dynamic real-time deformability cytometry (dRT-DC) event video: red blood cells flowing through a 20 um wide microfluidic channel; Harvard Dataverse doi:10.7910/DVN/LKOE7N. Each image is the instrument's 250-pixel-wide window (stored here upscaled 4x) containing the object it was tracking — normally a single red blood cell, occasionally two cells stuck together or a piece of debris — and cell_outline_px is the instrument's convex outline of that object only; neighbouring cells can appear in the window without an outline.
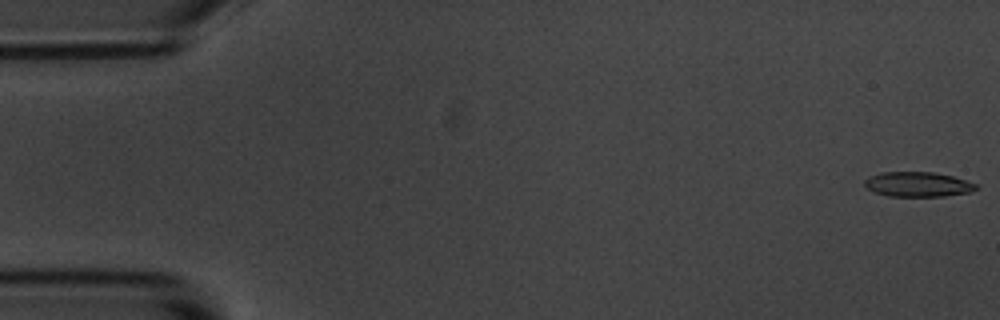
{"species": "common noctule bat (a hibernating species)", "species_latin": "Nyctalus noctula", "temperature_condition": "room temperature", "stored_images_in_passage": 7, "camera_frame_rate_fps": 3000, "um_per_image_px": 0.085, "animal": {"sex": "male", "body_mass_g": 20.1, "forearm_length_mm": 53.5}, "frame": {"image": 1, "passage_image": 1, "time_ms": 0.0, "image_size_px": [1000, 320], "cell_outline_px": [[980, 188], [972, 192], [944, 196], [888, 196], [876, 192], [868, 188], [864, 184], [864, 180], [868, 176], [880, 172], [932, 172], [952, 176], [980, 184]], "centroid_in_image_um": [78.07, 15.66], "position_along_channel_um": 6.9, "area_um2": 16.3}}
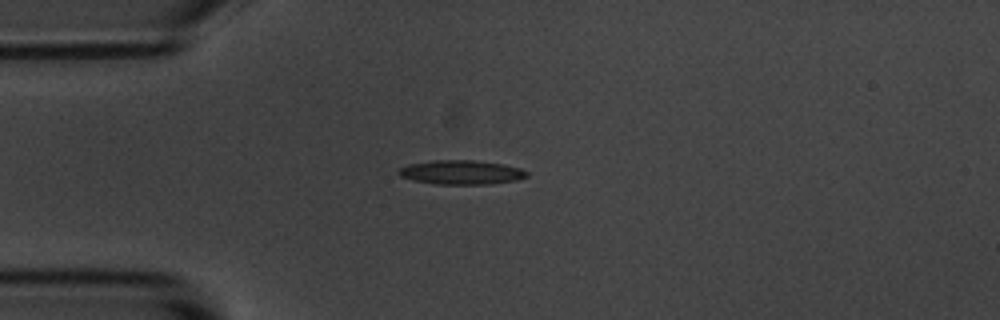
{"frame": {"image": 2, "passage_image": 4, "time_ms": 4.333, "image_size_px": [1000, 320], "cell_outline_px": [[528, 176], [516, 180], [488, 184], [436, 184], [412, 180], [400, 176], [396, 172], [400, 168], [408, 164], [432, 160], [472, 160], [504, 164], [520, 168], [528, 172]], "centroid_in_image_um": [39.19, 14.64], "position_along_channel_um": 45.8, "area_um2": 18.09}}
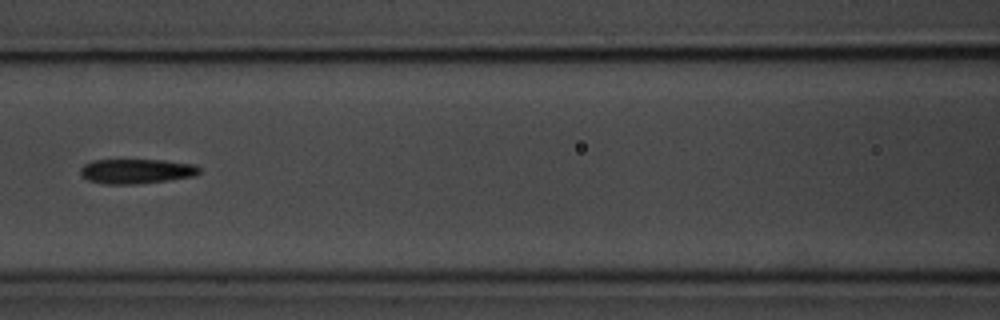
{"frame": {"image": 3, "passage_image": 7, "time_ms": 7.667, "image_size_px": [1000, 320], "cell_outline_px": [[200, 172], [196, 176], [168, 180], [132, 184], [104, 184], [88, 180], [80, 172], [80, 168], [84, 164], [92, 160], [164, 160], [196, 164], [200, 168]], "centroid_in_image_um": [11.62, 14.55], "position_along_channel_um": 155.0, "area_um2": 17.17}}